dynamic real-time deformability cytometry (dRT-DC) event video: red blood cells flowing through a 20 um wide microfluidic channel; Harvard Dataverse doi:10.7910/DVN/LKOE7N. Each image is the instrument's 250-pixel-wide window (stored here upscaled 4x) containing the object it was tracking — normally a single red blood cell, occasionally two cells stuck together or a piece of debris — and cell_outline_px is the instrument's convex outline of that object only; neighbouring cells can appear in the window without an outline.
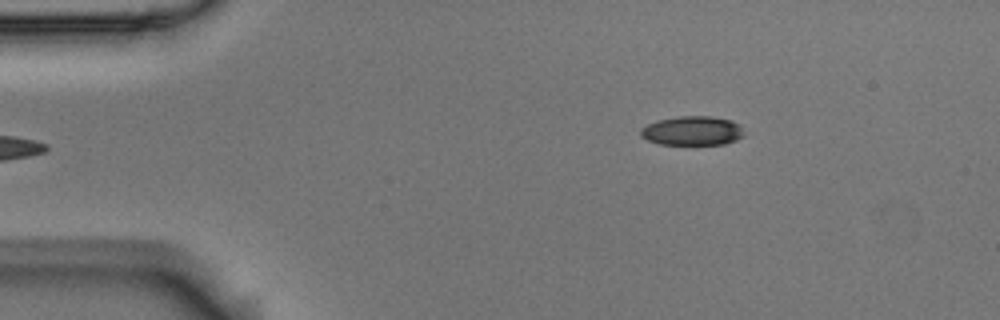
{"species": "Egyptian fruit bat (a non-hibernating species)", "species_latin": "Rousettus aegyptiacus", "temperature_condition": "room temperature", "stored_images_in_passage": 3, "camera_frame_rate_fps": 3000, "um_per_image_px": 0.085, "animal": {"sex": "male"}, "frame": {"image": 1, "passage_image": 3, "time_ms": 0.667, "image_size_px": [1000, 320], "cell_outline_px": [[744, 136], [736, 140], [724, 144], [660, 144], [648, 140], [640, 136], [640, 128], [656, 120], [680, 116], [712, 116], [732, 120], [740, 124]], "centroid_in_image_um": [58.85, 11.11], "position_along_channel_um": 26.1, "area_um2": 17.69}}